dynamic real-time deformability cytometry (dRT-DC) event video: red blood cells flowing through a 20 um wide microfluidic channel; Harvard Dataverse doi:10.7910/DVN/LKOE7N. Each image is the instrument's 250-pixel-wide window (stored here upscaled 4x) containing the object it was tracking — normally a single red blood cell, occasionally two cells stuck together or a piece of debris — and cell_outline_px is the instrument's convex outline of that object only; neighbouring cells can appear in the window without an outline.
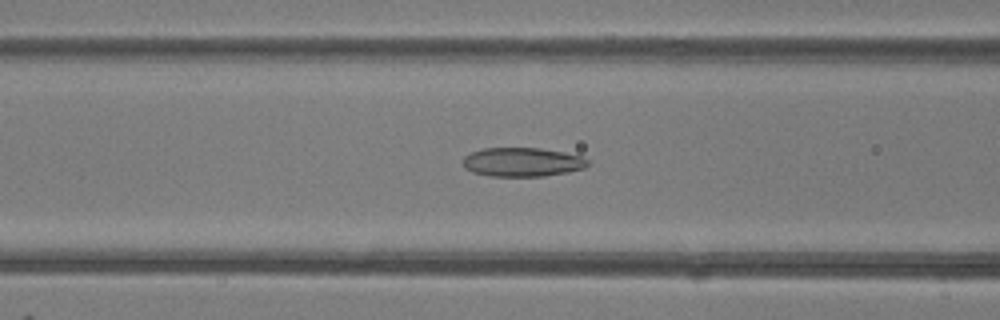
{"species": "common noctule bat (a hibernating species)", "species_latin": "Nyctalus noctula", "temperature_condition": "room temperature", "stored_images_in_passage": 48, "camera_frame_rate_fps": 3000, "um_per_image_px": 0.085, "animal": {"sex": "female"}, "frame": {"image": 1, "passage_image": 19, "time_ms": 6.0, "image_size_px": [1000, 320], "cell_outline_px": [[588, 164], [584, 168], [568, 172], [544, 176], [492, 176], [472, 172], [464, 168], [464, 156], [472, 152], [484, 148], [540, 148], [564, 152], [580, 156], [588, 160]], "centroid_in_image_um": [44.39, 13.77], "position_along_channel_um": 122.2, "area_um2": 20.98}}
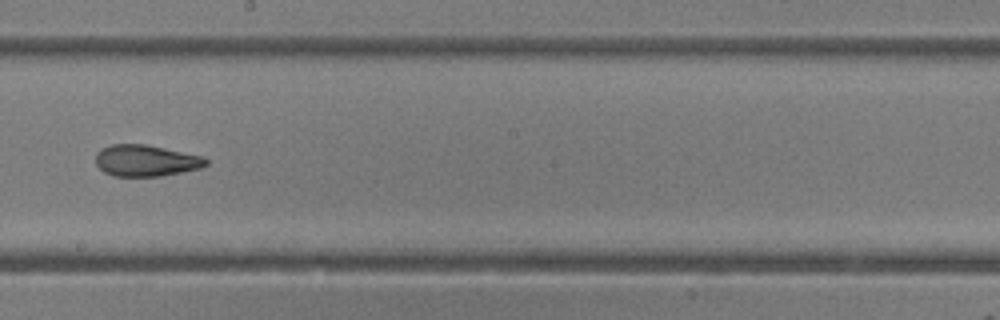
{"frame": {"image": 2, "passage_image": 27, "time_ms": 8.667, "image_size_px": [1000, 320], "cell_outline_px": [[208, 164], [200, 168], [160, 176], [112, 176], [104, 172], [96, 164], [96, 152], [100, 148], [112, 144], [144, 144], [204, 156], [208, 160]], "centroid_in_image_um": [12.38, 13.65], "position_along_channel_um": 235.8, "area_um2": 20.23}}
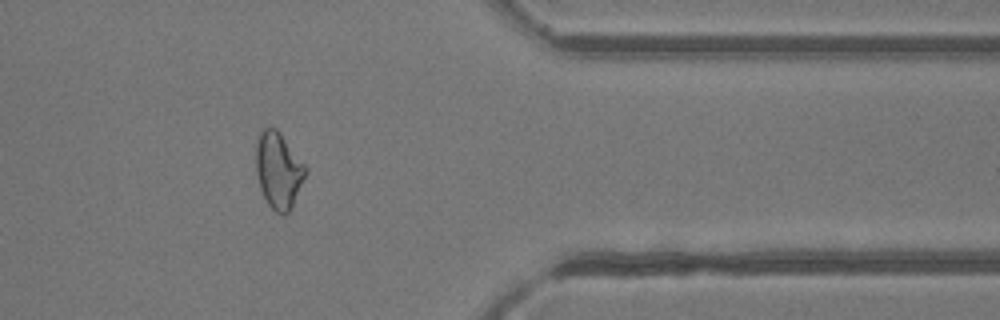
{"frame": {"image": 3, "passage_image": 39, "time_ms": 12.667, "image_size_px": [1000, 320], "cell_outline_px": [[308, 172], [288, 212], [284, 216], [280, 216], [268, 204], [260, 188], [256, 172], [256, 144], [260, 128], [276, 128], [280, 132], [308, 168]], "centroid_in_image_um": [23.67, 14.46], "position_along_channel_um": 387.7, "area_um2": 22.08}, "authors_computed_cell_mechanics": {"area_um2": 22.7154, "velocity_mm_per_s": 4.2535, "shape_relaxation_time_tau1_ms": null, "shape_relaxation_time_tau2_ms": 1.9841, "deformation_change_tau1": null, "deformation_change_tau2": 0.0889}}